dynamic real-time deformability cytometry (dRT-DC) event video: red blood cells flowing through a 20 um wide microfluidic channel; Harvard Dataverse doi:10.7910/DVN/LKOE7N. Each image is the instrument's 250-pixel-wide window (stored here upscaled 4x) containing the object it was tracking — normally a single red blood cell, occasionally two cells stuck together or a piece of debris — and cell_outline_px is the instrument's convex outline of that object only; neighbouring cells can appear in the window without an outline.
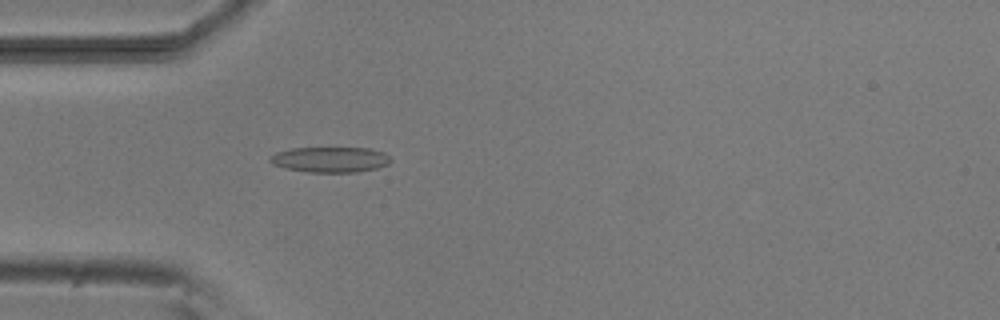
{"species": "common noctule bat (a hibernating species)", "species_latin": "Nyctalus noctula", "temperature_condition": "room temperature", "stored_images_in_passage": 5, "camera_frame_rate_fps": 3000, "um_per_image_px": 0.085, "animal": {"sex": "male", "body_mass_g": 20.5, "forearm_length_mm": 52.5}, "frame": {"image": 1, "passage_image": 5, "time_ms": 4.333, "image_size_px": [1000, 320], "cell_outline_px": [[392, 160], [388, 164], [376, 168], [356, 172], [308, 172], [284, 168], [272, 164], [268, 160], [268, 156], [276, 152], [292, 148], [368, 148], [384, 152]], "centroid_in_image_um": [28.03, 13.56], "position_along_channel_um": 57.0, "area_um2": 17.98}}